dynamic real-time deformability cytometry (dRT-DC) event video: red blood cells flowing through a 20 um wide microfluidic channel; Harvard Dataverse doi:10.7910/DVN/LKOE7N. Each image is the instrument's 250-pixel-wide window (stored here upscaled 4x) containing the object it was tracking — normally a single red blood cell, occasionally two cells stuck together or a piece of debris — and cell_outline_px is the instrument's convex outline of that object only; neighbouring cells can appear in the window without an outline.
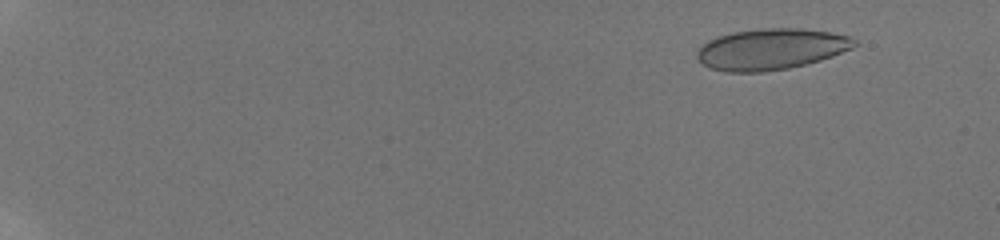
{"species": "human", "species_latin": "Homo sapiens", "temperature_condition": "room temperature", "stored_images_in_passage": 18, "camera_frame_rate_fps": 3000, "um_per_image_px": 0.085, "donor": {"sex": "male"}, "frame": {"image": 1, "passage_image": 7, "time_ms": 2.0, "image_size_px": [1000, 240], "cell_outline_px": [[860, 44], [852, 48], [832, 56], [820, 60], [788, 68], [764, 72], [728, 72], [712, 68], [704, 64], [696, 56], [696, 52], [708, 40], [716, 36], [732, 32], [764, 28], [804, 28], [828, 32], [848, 36], [856, 40]], "centroid_in_image_um": [65.55, 4.17], "position_along_channel_um": 19.4, "area_um2": 37.57}}